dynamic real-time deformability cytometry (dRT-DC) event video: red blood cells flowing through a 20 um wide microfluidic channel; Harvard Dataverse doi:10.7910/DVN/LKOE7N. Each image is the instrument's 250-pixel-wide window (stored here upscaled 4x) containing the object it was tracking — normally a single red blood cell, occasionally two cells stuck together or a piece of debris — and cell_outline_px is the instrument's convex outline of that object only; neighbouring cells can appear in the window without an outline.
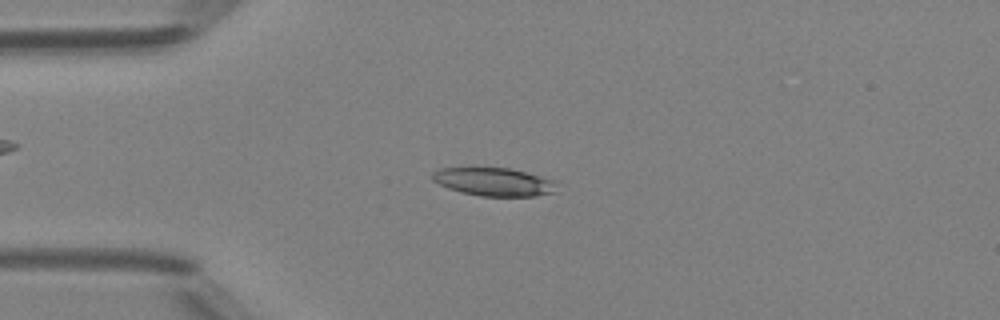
{"species": "Egyptian fruit bat (a non-hibernating species)", "species_latin": "Rousettus aegyptiacus", "temperature_condition": "room temperature", "stored_images_in_passage": 49, "camera_frame_rate_fps": 3000, "um_per_image_px": 0.085, "animal": {"sex": "female"}, "frame": {"image": 1, "passage_image": 13, "time_ms": 4.0, "image_size_px": [1000, 320], "cell_outline_px": [[556, 192], [536, 196], [480, 196], [460, 192], [448, 188], [432, 180], [432, 172], [440, 168], [472, 164], [508, 168], [556, 180]], "centroid_in_image_um": [41.91, 15.4], "position_along_channel_um": 43.1, "area_um2": 21.39}}
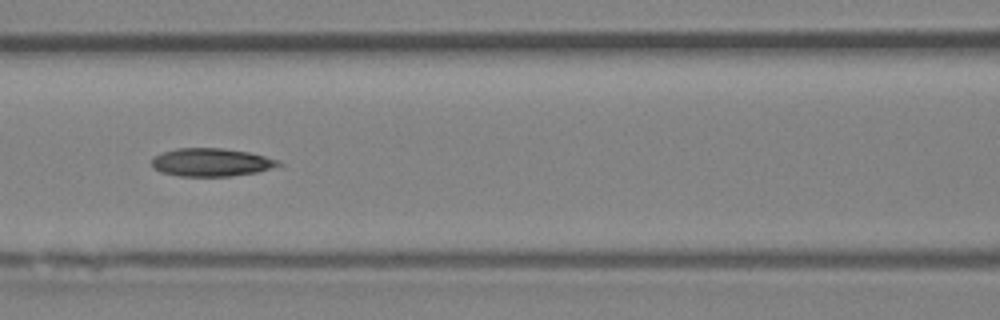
{"frame": {"image": 2, "passage_image": 22, "time_ms": 7.0, "image_size_px": [1000, 320], "cell_outline_px": [[284, 164], [256, 172], [232, 176], [180, 176], [160, 172], [152, 168], [152, 156], [176, 148], [224, 148], [248, 152], [264, 156], [276, 160]], "centroid_in_image_um": [17.91, 13.79], "position_along_channel_um": 148.7, "area_um2": 20.69}}
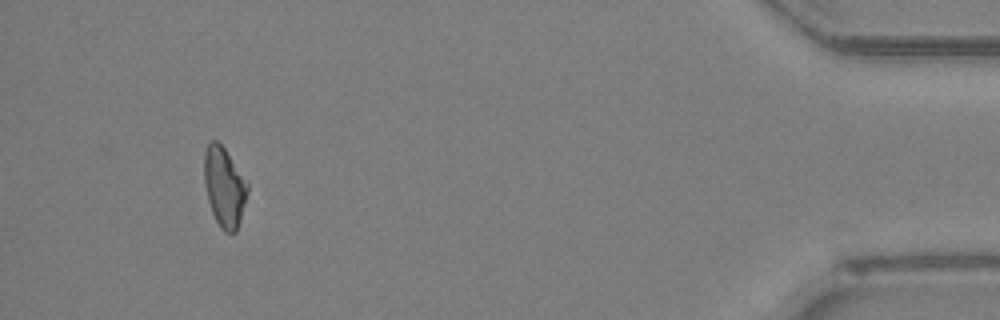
{"frame": {"image": 3, "passage_image": 46, "time_ms": 15.0, "image_size_px": [1000, 320], "cell_outline_px": [[248, 192], [240, 220], [236, 232], [224, 232], [220, 228], [212, 212], [208, 200], [204, 184], [204, 152], [208, 144], [212, 140], [216, 140], [224, 148], [248, 180]], "centroid_in_image_um": [19.07, 15.88], "position_along_channel_um": 416.1, "area_um2": 20.23}, "authors_computed_cell_mechanics": {"area_um2": 20.6924, "velocity_mm_per_s": 4.2418, "shape_relaxation_time_tau1_ms": null, "shape_relaxation_time_tau2_ms": 4.1022, "deformation_change_tau1": null, "deformation_change_tau2": 0.1306}}